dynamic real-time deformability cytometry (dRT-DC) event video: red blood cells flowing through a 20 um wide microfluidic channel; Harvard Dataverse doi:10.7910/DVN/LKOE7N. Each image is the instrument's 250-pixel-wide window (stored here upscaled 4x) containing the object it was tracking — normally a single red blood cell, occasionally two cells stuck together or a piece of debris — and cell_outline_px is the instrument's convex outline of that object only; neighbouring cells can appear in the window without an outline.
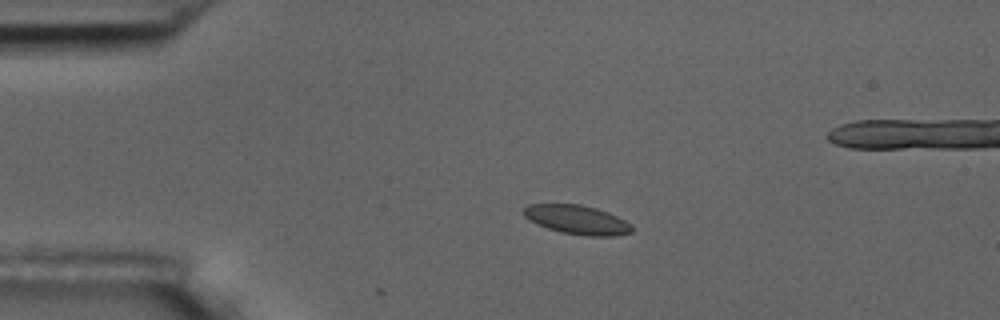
{"species": "common noctule bat (a hibernating species)", "species_latin": "Nyctalus noctula", "temperature_condition": "room temperature", "stored_images_in_passage": 3, "camera_frame_rate_fps": 3000, "um_per_image_px": 0.085, "animal": {"sex": "male", "body_mass_g": 17.5, "forearm_length_mm": 52.3}, "frame": {"image": 1, "passage_image": 2, "time_ms": 1.333, "image_size_px": [1000, 320], "cell_outline_px": [[632, 232], [616, 236], [588, 236], [560, 232], [536, 224], [528, 220], [524, 216], [524, 208], [528, 204], [580, 204], [596, 208], [608, 212], [632, 224]], "centroid_in_image_um": [49.05, 18.68], "position_along_channel_um": 36.0, "area_um2": 18.38}}